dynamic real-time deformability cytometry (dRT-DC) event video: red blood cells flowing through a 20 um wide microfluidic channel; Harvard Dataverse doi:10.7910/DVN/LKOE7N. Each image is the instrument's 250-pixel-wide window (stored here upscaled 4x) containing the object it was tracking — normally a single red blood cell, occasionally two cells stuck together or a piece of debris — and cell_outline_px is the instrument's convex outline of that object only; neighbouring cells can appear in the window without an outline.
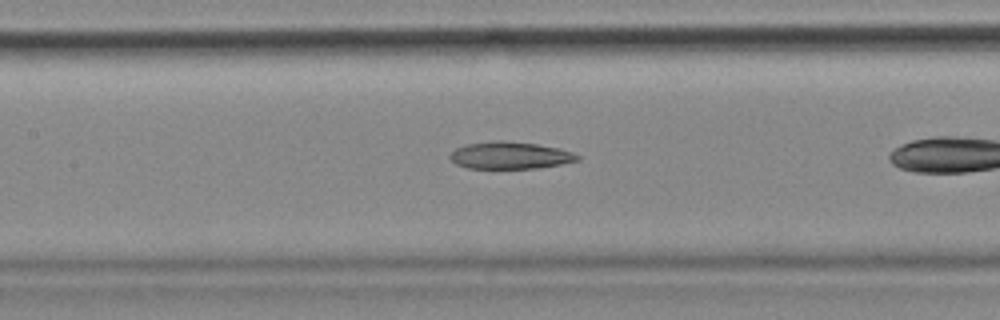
{"species": "common noctule bat (a hibernating species)", "species_latin": "Nyctalus noctula", "temperature_condition": "cold", "stored_images_in_passage": 31, "camera_frame_rate_fps": 3000, "um_per_image_px": 0.085, "animal": {"sex": "female", "body_mass_g": 18.4}, "frame": {"image": 1, "passage_image": 10, "time_ms": 3.0, "image_size_px": [1000, 320], "cell_outline_px": [[580, 160], [560, 164], [536, 168], [468, 168], [456, 164], [448, 156], [456, 148], [464, 144], [492, 140], [504, 140], [536, 144], [560, 148], [572, 152], [580, 156]], "centroid_in_image_um": [43.34, 13.19], "position_along_channel_um": 164.1, "area_um2": 20.23}}